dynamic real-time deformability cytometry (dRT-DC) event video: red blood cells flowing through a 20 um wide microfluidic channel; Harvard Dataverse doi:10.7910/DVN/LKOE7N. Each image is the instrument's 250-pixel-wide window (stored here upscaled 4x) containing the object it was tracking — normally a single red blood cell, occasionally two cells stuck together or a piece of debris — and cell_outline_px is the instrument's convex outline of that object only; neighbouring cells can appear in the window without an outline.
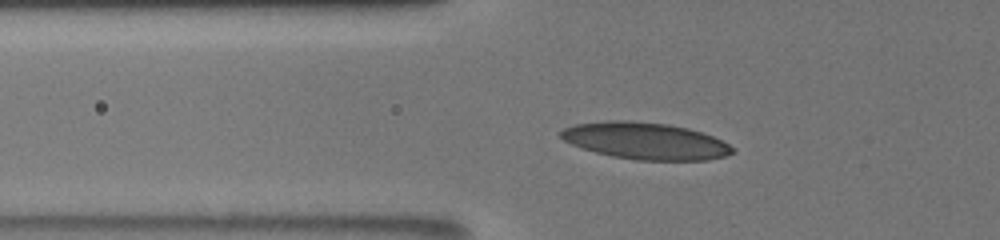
{"species": "human", "species_latin": "Homo sapiens", "temperature_condition": "room temperature", "stored_images_in_passage": 12, "camera_frame_rate_fps": 3000, "um_per_image_px": 0.085, "donor": {"sex": "male"}, "frame": {"image": 1, "passage_image": 7, "time_ms": 3.333, "image_size_px": [1000, 240], "cell_outline_px": [[736, 152], [724, 156], [708, 160], [636, 160], [612, 156], [596, 152], [572, 144], [564, 140], [560, 136], [560, 132], [564, 128], [576, 124], [608, 120], [632, 120], [668, 124], [688, 128], [712, 136], [728, 144]], "centroid_in_image_um": [54.86, 11.97], "position_along_channel_um": 70.9, "area_um2": 36.65}}
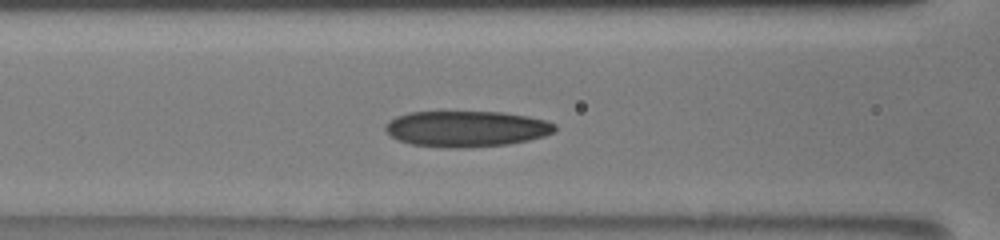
{"frame": {"image": 2, "passage_image": 10, "time_ms": 5.0, "image_size_px": [1000, 240], "cell_outline_px": [[556, 128], [552, 132], [544, 136], [528, 140], [508, 144], [464, 148], [444, 148], [412, 144], [396, 140], [384, 128], [384, 124], [396, 116], [412, 112], [500, 112], [528, 116], [544, 120], [556, 124]], "centroid_in_image_um": [39.62, 10.95], "position_along_channel_um": 127.0, "area_um2": 35.49}}